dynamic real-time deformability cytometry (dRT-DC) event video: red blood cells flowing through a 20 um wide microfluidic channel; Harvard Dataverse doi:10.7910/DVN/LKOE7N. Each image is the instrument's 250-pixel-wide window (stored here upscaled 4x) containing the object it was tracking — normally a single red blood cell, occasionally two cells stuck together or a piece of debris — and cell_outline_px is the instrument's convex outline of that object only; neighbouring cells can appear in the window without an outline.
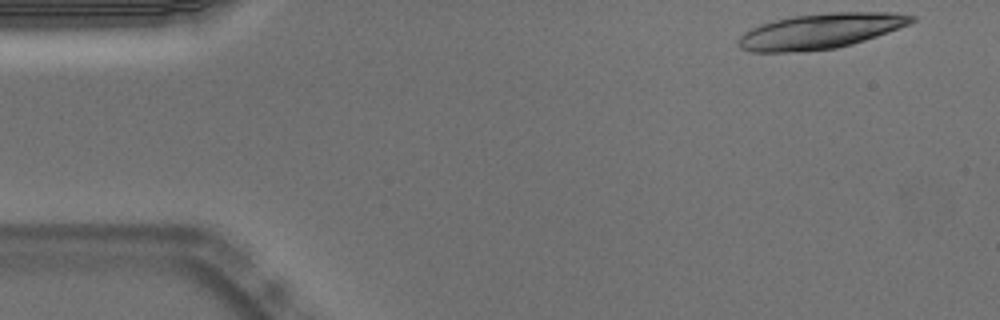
{"species": "Egyptian fruit bat (a non-hibernating species)", "species_latin": "Rousettus aegyptiacus", "temperature_condition": "warm", "stored_images_in_passage": 14, "camera_frame_rate_fps": 3000, "um_per_image_px": 0.085, "animal": {"sex": "male"}, "frame": {"image": 1, "passage_image": 1, "time_ms": 0.0, "image_size_px": [1000, 320], "cell_outline_px": [[916, 20], [900, 28], [852, 44], [836, 48], [800, 52], [748, 52], [740, 48], [736, 44], [736, 40], [744, 32], [752, 28], [776, 20], [792, 16], [832, 12], [892, 12], [916, 16]], "centroid_in_image_um": [69.71, 2.65], "position_along_channel_um": 15.3, "area_um2": 35.6}}